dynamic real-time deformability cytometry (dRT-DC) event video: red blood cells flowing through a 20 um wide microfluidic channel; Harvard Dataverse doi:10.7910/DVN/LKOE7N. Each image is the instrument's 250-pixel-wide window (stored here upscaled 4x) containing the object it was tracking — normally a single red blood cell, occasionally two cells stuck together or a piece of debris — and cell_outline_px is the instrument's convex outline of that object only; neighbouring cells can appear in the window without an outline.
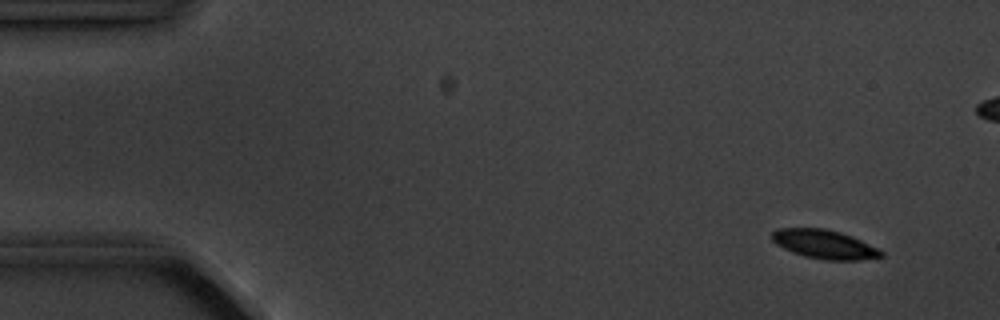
{"species": "common noctule bat (a hibernating species)", "species_latin": "Nyctalus noctula", "temperature_condition": "cold", "stored_images_in_passage": 6, "camera_frame_rate_fps": 3000, "um_per_image_px": 0.085, "animal": {"sex": "male", "body_mass_g": 20.1, "forearm_length_mm": 53.5}, "frame": {"image": 1, "passage_image": 2, "time_ms": 1.333, "image_size_px": [1000, 320], "cell_outline_px": [[884, 256], [860, 260], [824, 260], [804, 256], [792, 252], [776, 244], [768, 236], [776, 228], [824, 228], [840, 232], [852, 236], [880, 248], [884, 252]], "centroid_in_image_um": [70.07, 20.76], "position_along_channel_um": 14.9, "area_um2": 18.67}}